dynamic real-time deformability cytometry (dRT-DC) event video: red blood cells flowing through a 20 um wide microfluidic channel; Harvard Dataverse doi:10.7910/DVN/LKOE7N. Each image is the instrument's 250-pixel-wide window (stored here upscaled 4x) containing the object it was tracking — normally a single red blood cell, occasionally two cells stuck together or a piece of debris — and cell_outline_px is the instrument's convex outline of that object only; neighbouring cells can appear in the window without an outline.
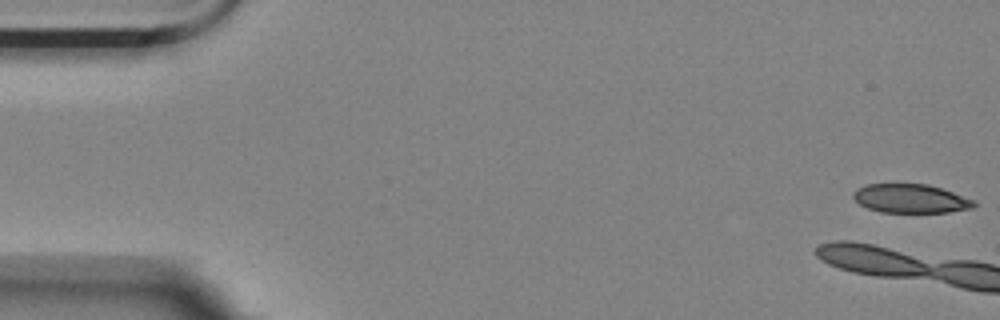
{"species": "Egyptian fruit bat (a non-hibernating species)", "species_latin": "Rousettus aegyptiacus", "temperature_condition": "room temperature", "stored_images_in_passage": 3, "camera_frame_rate_fps": 3000, "um_per_image_px": 0.085, "animal": {"sex": "female"}, "frame": {"image": 1, "passage_image": 1, "time_ms": 0.0, "image_size_px": [1000, 320], "cell_outline_px": [[980, 204], [972, 208], [948, 212], [880, 212], [868, 208], [860, 204], [852, 196], [852, 192], [868, 184], [928, 184], [976, 200]], "centroid_in_image_um": [77.45, 16.88], "position_along_channel_um": 7.5, "area_um2": 20.23}}